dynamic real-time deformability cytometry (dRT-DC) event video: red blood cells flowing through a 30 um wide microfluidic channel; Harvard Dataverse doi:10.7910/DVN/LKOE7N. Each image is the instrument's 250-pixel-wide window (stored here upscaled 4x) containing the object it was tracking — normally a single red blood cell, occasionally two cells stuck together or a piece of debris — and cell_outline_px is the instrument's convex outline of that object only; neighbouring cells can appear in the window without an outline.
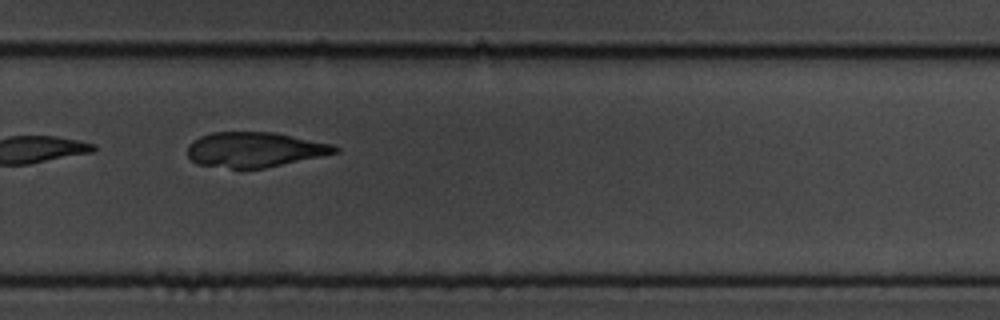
{"species": "common noctule bat (a hibernating species)", "species_latin": "Nyctalus noctula", "temperature_condition": "cold", "stored_images_in_passage": 11, "segment_of_instrument_passage": [1, 2], "camera_frame_rate_fps": 3000, "um_per_image_px": 0.085, "animal": {"sex": "male", "body_mass_g": 19.5, "forearm_length_mm": 54.6}, "frame": {"image": 1, "passage_image": 10, "time_ms": 10.333, "image_size_px": [1000, 320], "cell_outline_px": [[340, 152], [264, 168], [240, 172], [196, 164], [188, 156], [188, 144], [192, 140], [200, 136], [212, 132], [276, 132], [332, 144], [340, 148]], "centroid_in_image_um": [21.6, 12.75], "position_along_channel_um": 308.2, "area_um2": 30.98}}